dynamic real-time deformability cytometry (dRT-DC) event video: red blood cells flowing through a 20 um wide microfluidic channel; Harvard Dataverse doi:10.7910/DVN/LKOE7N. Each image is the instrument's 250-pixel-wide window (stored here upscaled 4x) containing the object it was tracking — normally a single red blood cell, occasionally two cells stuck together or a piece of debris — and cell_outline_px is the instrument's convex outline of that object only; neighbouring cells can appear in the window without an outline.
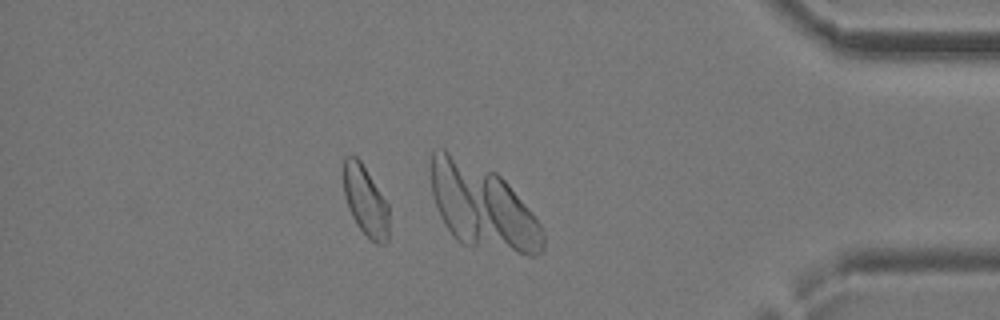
{"species": "common noctule bat (a hibernating species)", "species_latin": "Nyctalus noctula", "temperature_condition": "cold", "stored_images_in_passage": 29, "camera_frame_rate_fps": 3000, "um_per_image_px": 0.085, "animal": {"sex": "female", "body_mass_g": 24.6, "forearm_length_mm": 56.2}, "frame": {"image": 1, "passage_image": 25, "time_ms": 8.0, "image_size_px": [1000, 320], "cell_outline_px": [[388, 240], [384, 244], [376, 244], [356, 224], [348, 208], [344, 196], [344, 156], [356, 156], [360, 160], [388, 204]], "centroid_in_image_um": [31.06, 17.08], "position_along_channel_um": 404.1, "area_um2": 18.32}}